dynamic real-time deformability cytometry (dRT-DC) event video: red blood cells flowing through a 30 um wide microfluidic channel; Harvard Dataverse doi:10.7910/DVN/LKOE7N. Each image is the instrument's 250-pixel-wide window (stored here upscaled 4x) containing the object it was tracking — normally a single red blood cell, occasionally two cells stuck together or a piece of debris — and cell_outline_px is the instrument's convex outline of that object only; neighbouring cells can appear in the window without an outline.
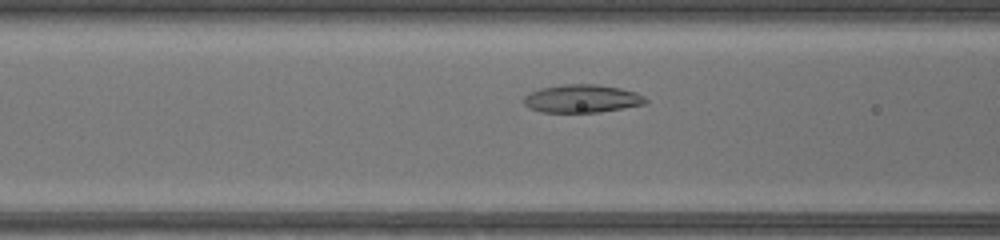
{"species": "common noctule bat (a hibernating species)", "species_latin": "Nyctalus noctula", "temperature_condition": "warm", "stored_images_in_passage": 38, "camera_frame_rate_fps": 3000, "um_per_image_px": 0.085, "animal": {"sex": "female", "body_mass_g": 17.0, "forearm_length_mm": 48.0}, "frame": {"image": 1, "passage_image": 11, "time_ms": 3.333, "image_size_px": [1000, 240], "cell_outline_px": [[648, 100], [644, 104], [624, 108], [600, 112], [540, 112], [528, 108], [524, 104], [524, 96], [540, 88], [564, 84], [596, 84], [620, 88], [636, 92], [644, 96]], "centroid_in_image_um": [49.47, 8.38], "position_along_channel_um": 117.1, "area_um2": 19.94}}
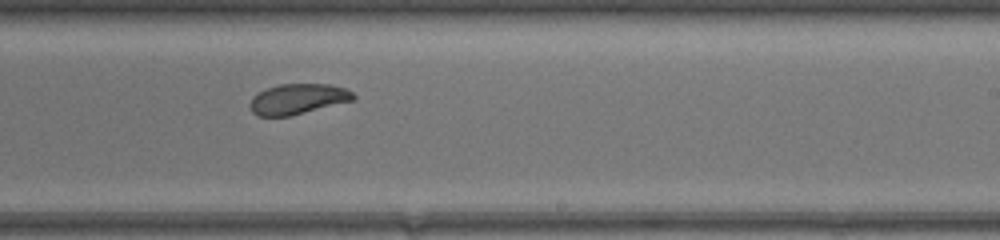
{"frame": {"image": 2, "passage_image": 21, "time_ms": 6.667, "image_size_px": [1000, 240], "cell_outline_px": [[356, 96], [352, 100], [292, 116], [256, 116], [252, 112], [248, 104], [252, 96], [268, 88], [280, 84], [328, 84], [344, 88], [352, 92]], "centroid_in_image_um": [25.27, 8.42], "position_along_channel_um": 263.7, "area_um2": 18.26}}
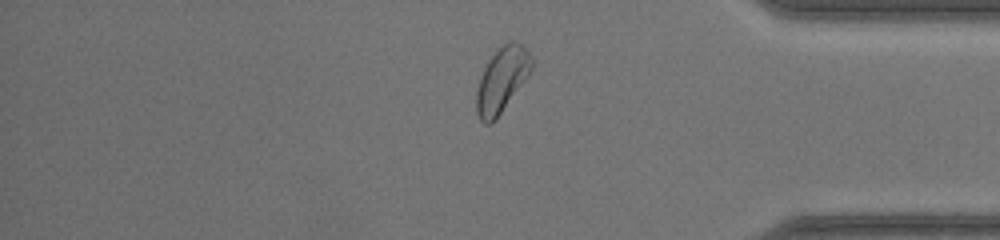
{"frame": {"image": 3, "passage_image": 31, "time_ms": 10.0, "image_size_px": [1000, 240], "cell_outline_px": [[532, 68], [528, 76], [496, 120], [492, 124], [484, 124], [480, 120], [476, 112], [476, 92], [480, 76], [488, 60], [504, 44], [512, 40], [520, 44], [528, 52], [532, 60]], "centroid_in_image_um": [42.63, 6.84], "position_along_channel_um": 392.6, "area_um2": 20.69}}